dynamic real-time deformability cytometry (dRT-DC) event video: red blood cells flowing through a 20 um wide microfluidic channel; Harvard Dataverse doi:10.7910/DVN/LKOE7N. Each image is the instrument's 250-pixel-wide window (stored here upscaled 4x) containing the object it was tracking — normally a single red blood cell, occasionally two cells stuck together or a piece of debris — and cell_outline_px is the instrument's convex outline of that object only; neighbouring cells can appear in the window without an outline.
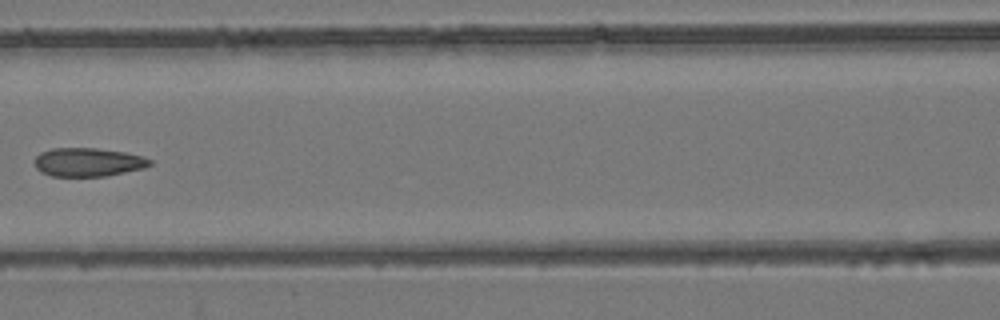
{"species": "common noctule bat (a hibernating species)", "species_latin": "Nyctalus noctula", "temperature_condition": "room temperature", "stored_images_in_passage": 8, "camera_frame_rate_fps": 3000, "um_per_image_px": 0.085, "animal": {"sex": "female", "body_mass_g": 24.6, "forearm_length_mm": 56.2}, "frame": {"image": 1, "passage_image": 8, "time_ms": 8.0, "image_size_px": [1000, 320], "cell_outline_px": [[152, 164], [144, 168], [104, 176], [52, 176], [40, 172], [36, 168], [36, 156], [40, 152], [52, 148], [96, 148], [124, 152], [140, 156], [152, 160]], "centroid_in_image_um": [7.47, 13.78], "position_along_channel_um": 159.1, "area_um2": 19.07}}